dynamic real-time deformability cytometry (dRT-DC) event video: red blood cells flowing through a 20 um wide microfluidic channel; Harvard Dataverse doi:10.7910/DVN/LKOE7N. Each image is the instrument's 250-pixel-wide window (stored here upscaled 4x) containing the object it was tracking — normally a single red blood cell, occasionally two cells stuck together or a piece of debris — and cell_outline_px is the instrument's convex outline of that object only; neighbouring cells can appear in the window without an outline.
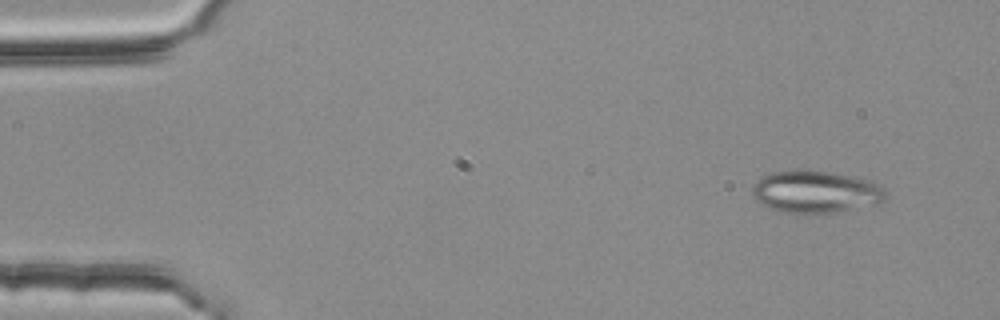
{"species": "common noctule bat (a hibernating species)", "species_latin": "Nyctalus noctula", "temperature_condition": "room temperature", "stored_images_in_passage": 4, "camera_frame_rate_fps": 3000, "um_per_image_px": 0.085, "animal": {"sex": "female", "body_mass_g": 25.1}, "frame": {"image": 1, "passage_image": 1, "time_ms": 0.0, "image_size_px": [1000, 320], "cell_outline_px": [[884, 200], [876, 204], [836, 212], [804, 216], [784, 212], [772, 208], [756, 200], [752, 196], [752, 184], [756, 180], [772, 172], [828, 172], [872, 180], [880, 184], [884, 188]], "centroid_in_image_um": [69.33, 16.35], "position_along_channel_um": 15.7, "area_um2": 32.66}}